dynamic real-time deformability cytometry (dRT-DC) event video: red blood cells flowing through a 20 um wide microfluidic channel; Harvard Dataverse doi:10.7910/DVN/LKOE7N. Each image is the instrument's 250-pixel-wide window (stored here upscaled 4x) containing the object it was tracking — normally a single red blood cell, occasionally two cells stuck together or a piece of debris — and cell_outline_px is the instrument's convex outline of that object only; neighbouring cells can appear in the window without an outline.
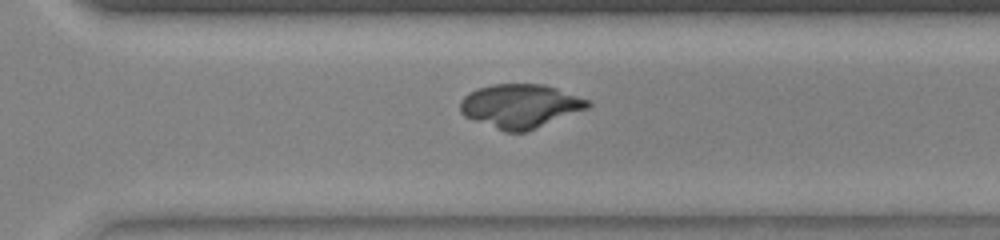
{"species": "common noctule bat (a hibernating species)", "species_latin": "Nyctalus noctula", "temperature_condition": "warm", "stored_images_in_passage": 38, "camera_frame_rate_fps": 3000, "um_per_image_px": 0.085, "animal": {"sex": "female", "body_mass_g": 23.0, "forearm_length_mm": 53.4}, "frame": {"image": 1, "passage_image": 29, "time_ms": 9.333, "image_size_px": [1000, 240], "cell_outline_px": [[592, 104], [588, 108], [524, 132], [504, 132], [472, 120], [464, 116], [460, 112], [460, 100], [468, 92], [476, 88], [492, 84], [544, 84], [556, 88], [588, 100]], "centroid_in_image_um": [44.15, 9.0], "position_along_channel_um": 326.4, "area_um2": 32.48}}
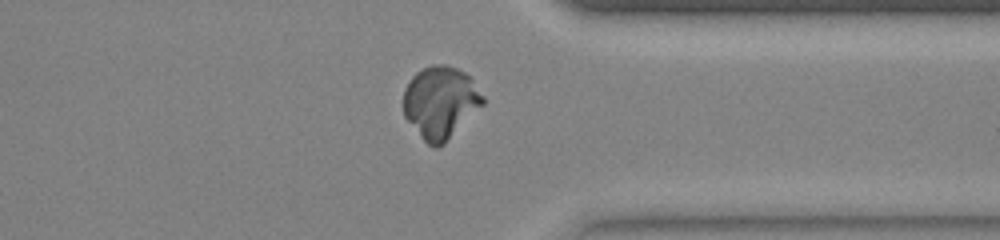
{"frame": {"image": 2, "passage_image": 33, "time_ms": 10.667, "image_size_px": [1000, 240], "cell_outline_px": [[484, 104], [444, 144], [436, 148], [428, 144], [424, 140], [404, 116], [404, 88], [412, 76], [416, 72], [432, 64], [444, 64], [456, 68], [464, 72], [472, 80], [484, 96]], "centroid_in_image_um": [37.44, 8.69], "position_along_channel_um": 374.0, "area_um2": 33.23}}